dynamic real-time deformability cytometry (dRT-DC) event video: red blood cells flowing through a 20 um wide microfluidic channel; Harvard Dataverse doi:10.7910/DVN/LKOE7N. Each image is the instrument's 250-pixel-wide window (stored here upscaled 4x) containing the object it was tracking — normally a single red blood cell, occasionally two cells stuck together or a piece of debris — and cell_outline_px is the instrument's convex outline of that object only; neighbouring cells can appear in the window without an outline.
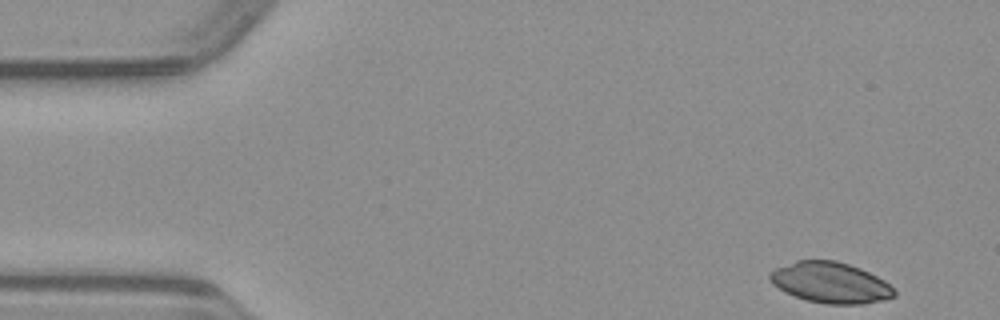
{"species": "common noctule bat (a hibernating species)", "species_latin": "Nyctalus noctula", "temperature_condition": "warm", "stored_images_in_passage": 47, "camera_frame_rate_fps": 3000, "um_per_image_px": 0.085, "animal": {"sex": "male", "body_mass_g": 23.1, "forearm_length_mm": 52.7}, "frame": {"image": 1, "passage_image": 1, "time_ms": 0.0, "image_size_px": [1000, 320], "cell_outline_px": [[896, 296], [884, 300], [864, 304], [824, 304], [808, 300], [784, 292], [772, 284], [768, 280], [768, 272], [776, 268], [796, 260], [836, 260], [860, 268], [884, 280], [896, 292]], "centroid_in_image_um": [70.56, 24.02], "position_along_channel_um": 14.4, "area_um2": 29.71}}